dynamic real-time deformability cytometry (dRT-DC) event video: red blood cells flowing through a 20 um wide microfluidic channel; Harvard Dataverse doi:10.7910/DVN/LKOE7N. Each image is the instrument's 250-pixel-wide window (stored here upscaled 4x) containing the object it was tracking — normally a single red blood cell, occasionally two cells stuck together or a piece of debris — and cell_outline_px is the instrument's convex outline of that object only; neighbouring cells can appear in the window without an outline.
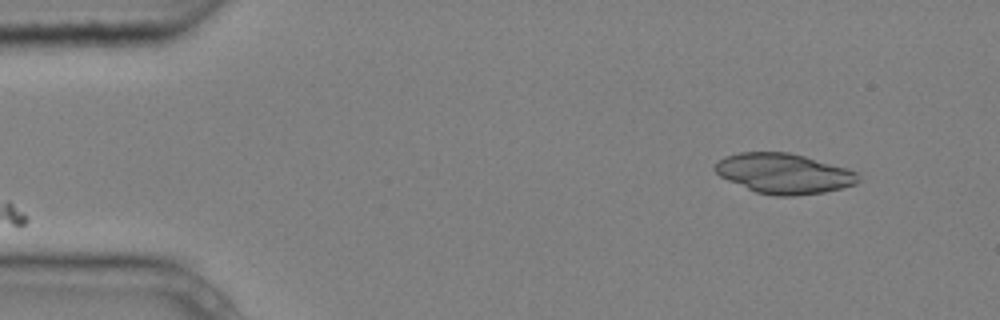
{"species": "common noctule bat (a hibernating species)", "species_latin": "Nyctalus noctula", "temperature_condition": "cold", "stored_images_in_passage": 2, "camera_frame_rate_fps": 3000, "um_per_image_px": 0.085, "animal": {"sex": "male", "body_mass_g": 20.4}, "frame": {"image": 1, "passage_image": 2, "time_ms": 0.333, "image_size_px": [1000, 320], "cell_outline_px": [[860, 180], [856, 184], [824, 192], [796, 196], [776, 196], [756, 192], [728, 180], [720, 176], [712, 168], [724, 156], [740, 152], [788, 152], [804, 156], [844, 168], [856, 172]], "centroid_in_image_um": [66.6, 14.75], "position_along_channel_um": 18.4, "area_um2": 33.18}}